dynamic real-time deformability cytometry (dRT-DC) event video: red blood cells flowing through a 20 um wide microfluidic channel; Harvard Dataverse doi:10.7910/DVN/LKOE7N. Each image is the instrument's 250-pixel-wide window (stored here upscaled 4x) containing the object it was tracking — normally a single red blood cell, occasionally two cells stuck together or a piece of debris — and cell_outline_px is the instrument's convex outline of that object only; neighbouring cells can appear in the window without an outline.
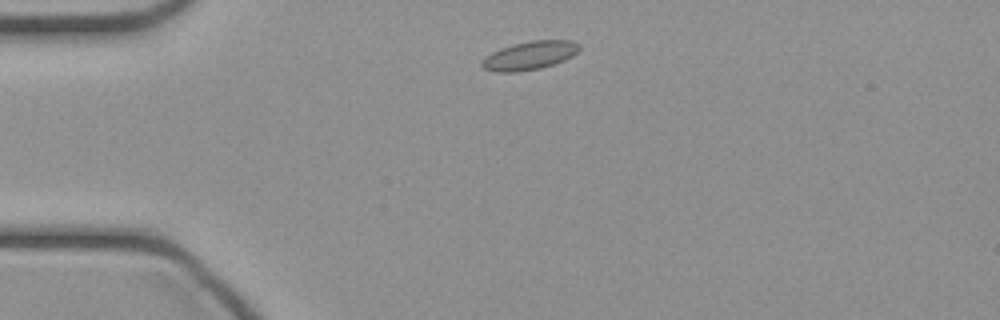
{"species": "common noctule bat (a hibernating species)", "species_latin": "Nyctalus noctula", "temperature_condition": "cold", "stored_images_in_passage": 39, "camera_frame_rate_fps": 3000, "um_per_image_px": 0.085, "animal": {"sex": "female", "body_mass_g": 21.9}, "frame": {"image": 1, "passage_image": 3, "time_ms": 0.667, "image_size_px": [1000, 320], "cell_outline_px": [[580, 48], [572, 56], [564, 60], [540, 68], [516, 72], [492, 72], [484, 68], [480, 64], [480, 60], [492, 52], [500, 48], [512, 44], [532, 40], [572, 40], [580, 44]], "centroid_in_image_um": [44.98, 4.71], "position_along_channel_um": 40.0, "area_um2": 16.24}}
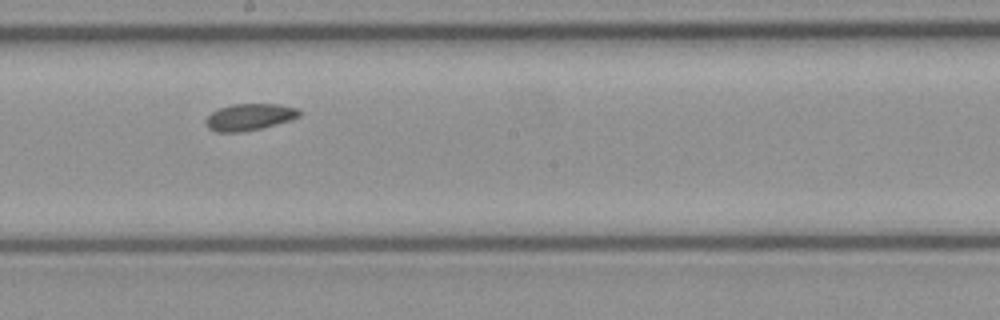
{"frame": {"image": 2, "passage_image": 18, "time_ms": 5.667, "image_size_px": [1000, 320], "cell_outline_px": [[300, 116], [292, 120], [260, 128], [240, 132], [216, 132], [208, 128], [204, 120], [212, 112], [220, 108], [232, 104], [280, 104], [300, 108]], "centroid_in_image_um": [21.22, 9.94], "position_along_channel_um": 227.0, "area_um2": 14.62}}
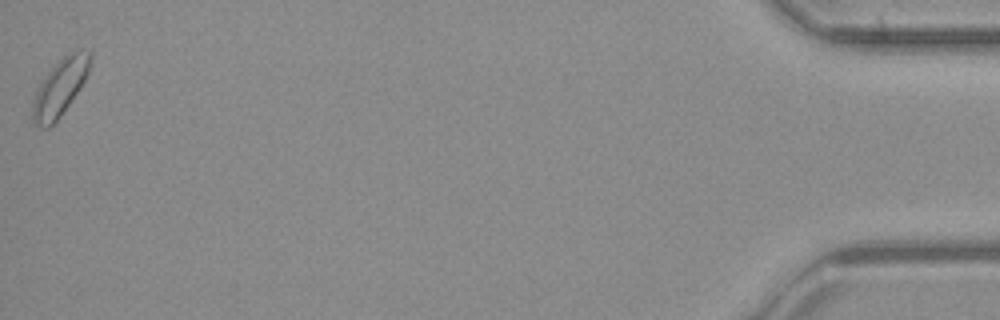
{"frame": {"image": 3, "passage_image": 39, "time_ms": 12.667, "image_size_px": [1000, 320], "cell_outline_px": [[92, 56], [88, 72], [84, 80], [60, 116], [48, 128], [40, 128], [32, 120], [32, 104], [36, 88], [48, 72], [72, 48], [88, 48], [92, 52]], "centroid_in_image_um": [5.11, 7.36], "position_along_channel_um": 430.1, "area_um2": 19.07}}